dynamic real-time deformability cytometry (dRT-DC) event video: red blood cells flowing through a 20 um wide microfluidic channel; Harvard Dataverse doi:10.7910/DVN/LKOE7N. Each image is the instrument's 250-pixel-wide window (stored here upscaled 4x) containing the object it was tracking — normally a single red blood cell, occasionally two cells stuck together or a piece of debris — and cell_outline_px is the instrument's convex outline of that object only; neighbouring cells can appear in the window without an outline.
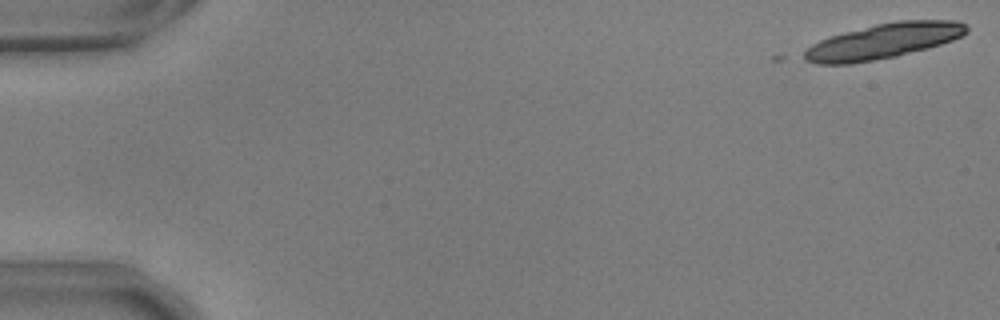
{"species": "common noctule bat (a hibernating species)", "species_latin": "Nyctalus noctula", "temperature_condition": "warm", "stored_images_in_passage": 7, "camera_frame_rate_fps": 3000, "um_per_image_px": 0.085, "animal": {"sex": "male", "body_mass_g": 17.9, "forearm_length_mm": 54.2}, "frame": {"image": 1, "passage_image": 1, "time_ms": 0.0, "image_size_px": [1000, 320], "cell_outline_px": [[968, 32], [952, 40], [928, 48], [896, 56], [852, 64], [816, 64], [804, 60], [796, 56], [812, 44], [820, 40], [844, 32], [876, 24], [896, 20], [956, 20], [968, 24]], "centroid_in_image_um": [75.03, 3.5], "position_along_channel_um": 10.0, "area_um2": 33.58}}